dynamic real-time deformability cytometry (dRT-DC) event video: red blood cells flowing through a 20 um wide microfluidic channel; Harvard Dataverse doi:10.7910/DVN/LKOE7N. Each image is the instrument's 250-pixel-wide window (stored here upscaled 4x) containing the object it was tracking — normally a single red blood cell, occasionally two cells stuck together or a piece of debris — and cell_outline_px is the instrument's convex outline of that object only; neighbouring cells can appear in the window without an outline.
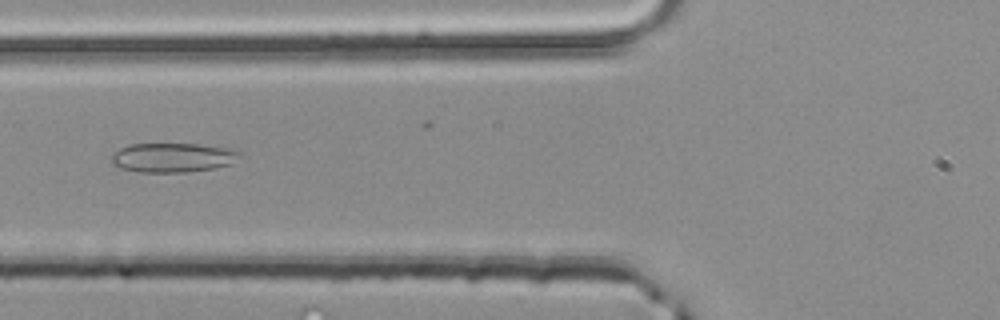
{"species": "common noctule bat (a hibernating species)", "species_latin": "Nyctalus noctula", "temperature_condition": "room temperature", "stored_images_in_passage": 34, "camera_frame_rate_fps": 3000, "um_per_image_px": 0.085, "animal": {"sex": "male", "body_mass_g": 20.4}, "frame": {"image": 1, "passage_image": 3, "time_ms": 0.667, "image_size_px": [1000, 320], "cell_outline_px": [[240, 156], [228, 164], [216, 168], [188, 172], [136, 172], [112, 164], [112, 156], [120, 148], [128, 144], [200, 144], [224, 148], [240, 152]], "centroid_in_image_um": [14.65, 13.4], "position_along_channel_um": 111.1, "area_um2": 21.62}}
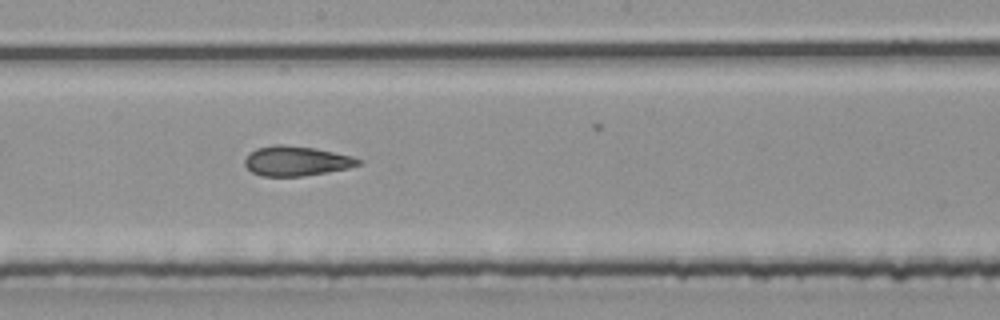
{"frame": {"image": 2, "passage_image": 11, "time_ms": 3.333, "image_size_px": [1000, 320], "cell_outline_px": [[364, 160], [360, 164], [348, 168], [300, 176], [260, 176], [252, 172], [244, 164], [244, 160], [256, 148], [272, 144], [284, 144], [316, 148], [352, 156]], "centroid_in_image_um": [25.18, 13.67], "position_along_channel_um": 223.0, "area_um2": 19.65}}
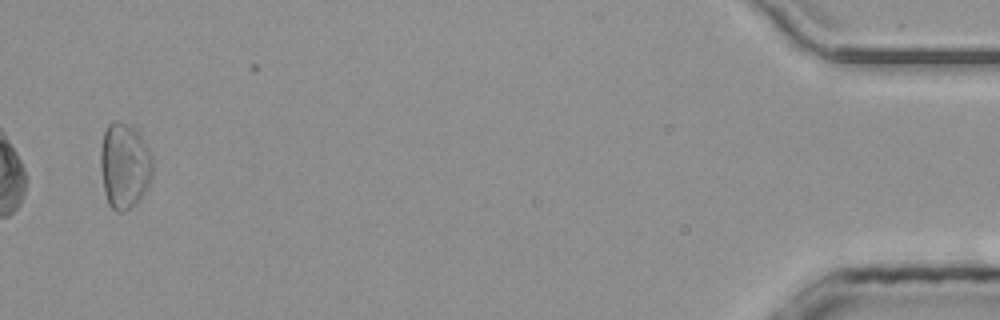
{"frame": {"image": 3, "passage_image": 32, "time_ms": 10.333, "image_size_px": [1000, 320], "cell_outline_px": [[152, 176], [144, 192], [136, 204], [132, 208], [124, 212], [116, 212], [108, 204], [104, 192], [100, 168], [100, 148], [104, 132], [108, 124], [116, 120], [120, 120], [132, 128], [140, 136], [148, 148], [152, 156]], "centroid_in_image_um": [10.55, 14.12], "position_along_channel_um": 424.6, "area_um2": 26.13}, "authors_computed_cell_mechanics": {"area_um2": 20.1433, "velocity_mm_per_s": 4.1822, "shape_relaxation_time_tau1_ms": null, "shape_relaxation_time_tau2_ms": 1.7041, "deformation_change_tau1": null, "deformation_change_tau2": 0.1004}}